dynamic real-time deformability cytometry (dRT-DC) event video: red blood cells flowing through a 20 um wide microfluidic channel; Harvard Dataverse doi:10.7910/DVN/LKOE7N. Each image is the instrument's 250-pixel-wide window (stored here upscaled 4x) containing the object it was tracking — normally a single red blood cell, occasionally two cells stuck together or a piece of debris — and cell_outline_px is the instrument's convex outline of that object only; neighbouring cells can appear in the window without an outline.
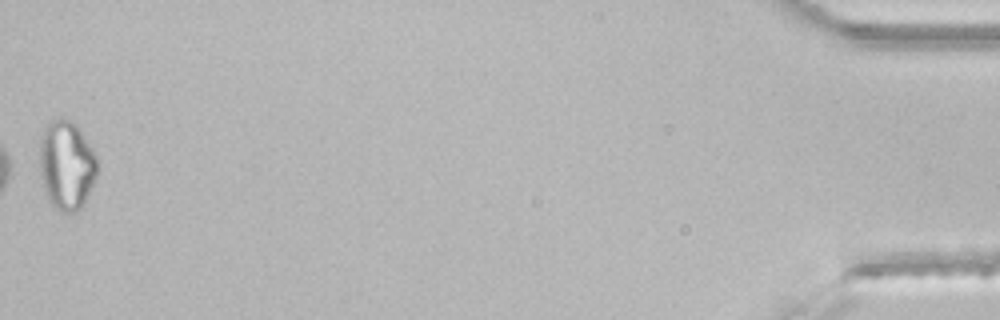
{"species": "common noctule bat (a hibernating species)", "species_latin": "Nyctalus noctula", "temperature_condition": "room temperature", "stored_images_in_passage": 45, "camera_frame_rate_fps": 3000, "um_per_image_px": 0.085, "animal": {"sex": "male", "body_mass_g": 21.5, "forearm_length_mm": 52.0}, "frame": {"image": 1, "passage_image": 45, "time_ms": 14.667, "image_size_px": [1000, 320], "cell_outline_px": [[96, 176], [84, 204], [76, 212], [60, 212], [48, 200], [40, 176], [40, 144], [44, 128], [48, 120], [60, 116], [64, 116], [72, 120], [76, 124], [92, 148], [96, 156]], "centroid_in_image_um": [5.64, 14.0], "position_along_channel_um": 429.6, "area_um2": 30.17}}